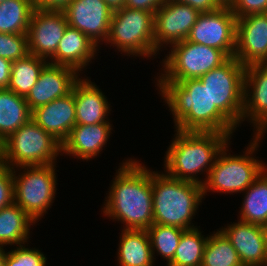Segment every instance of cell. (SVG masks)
<instances>
[{"instance_id": "6da1fadb", "label": "cell", "mask_w": 267, "mask_h": 266, "mask_svg": "<svg viewBox=\"0 0 267 266\" xmlns=\"http://www.w3.org/2000/svg\"><path fill=\"white\" fill-rule=\"evenodd\" d=\"M139 162H122L101 208L104 216L124 224L123 229L147 230L154 223L152 170Z\"/></svg>"}, {"instance_id": "7a4b0ae2", "label": "cell", "mask_w": 267, "mask_h": 266, "mask_svg": "<svg viewBox=\"0 0 267 266\" xmlns=\"http://www.w3.org/2000/svg\"><path fill=\"white\" fill-rule=\"evenodd\" d=\"M179 131L219 132L232 138L237 127L210 100L199 79L155 82Z\"/></svg>"}, {"instance_id": "3957f363", "label": "cell", "mask_w": 267, "mask_h": 266, "mask_svg": "<svg viewBox=\"0 0 267 266\" xmlns=\"http://www.w3.org/2000/svg\"><path fill=\"white\" fill-rule=\"evenodd\" d=\"M174 131L175 138L165 152L164 171L173 178L202 185L217 155L231 138L219 132ZM203 173L206 175L201 180L198 175Z\"/></svg>"}, {"instance_id": "277c9868", "label": "cell", "mask_w": 267, "mask_h": 266, "mask_svg": "<svg viewBox=\"0 0 267 266\" xmlns=\"http://www.w3.org/2000/svg\"><path fill=\"white\" fill-rule=\"evenodd\" d=\"M202 185L171 177L165 171H152L154 223L189 230L199 205L202 204Z\"/></svg>"}, {"instance_id": "5b68a950", "label": "cell", "mask_w": 267, "mask_h": 266, "mask_svg": "<svg viewBox=\"0 0 267 266\" xmlns=\"http://www.w3.org/2000/svg\"><path fill=\"white\" fill-rule=\"evenodd\" d=\"M252 137L253 140L243 151L244 154L231 155L228 151L230 142L219 152L202 184L203 196L210 191L231 195L243 193L267 168V165L254 155L264 136L253 135Z\"/></svg>"}, {"instance_id": "8992f818", "label": "cell", "mask_w": 267, "mask_h": 266, "mask_svg": "<svg viewBox=\"0 0 267 266\" xmlns=\"http://www.w3.org/2000/svg\"><path fill=\"white\" fill-rule=\"evenodd\" d=\"M62 144L32 119L2 142L1 163L10 168L56 164Z\"/></svg>"}, {"instance_id": "52a82bcc", "label": "cell", "mask_w": 267, "mask_h": 266, "mask_svg": "<svg viewBox=\"0 0 267 266\" xmlns=\"http://www.w3.org/2000/svg\"><path fill=\"white\" fill-rule=\"evenodd\" d=\"M106 43L125 56L147 57V60L157 56L154 13L127 7L113 12Z\"/></svg>"}, {"instance_id": "ba28073f", "label": "cell", "mask_w": 267, "mask_h": 266, "mask_svg": "<svg viewBox=\"0 0 267 266\" xmlns=\"http://www.w3.org/2000/svg\"><path fill=\"white\" fill-rule=\"evenodd\" d=\"M55 167L56 164L12 169L14 203L22 208L35 223H38L44 214L46 215L55 200L58 181Z\"/></svg>"}, {"instance_id": "9c48e42d", "label": "cell", "mask_w": 267, "mask_h": 266, "mask_svg": "<svg viewBox=\"0 0 267 266\" xmlns=\"http://www.w3.org/2000/svg\"><path fill=\"white\" fill-rule=\"evenodd\" d=\"M168 53L156 81L199 79L230 58L224 51L187 40L171 45Z\"/></svg>"}, {"instance_id": "30bf717a", "label": "cell", "mask_w": 267, "mask_h": 266, "mask_svg": "<svg viewBox=\"0 0 267 266\" xmlns=\"http://www.w3.org/2000/svg\"><path fill=\"white\" fill-rule=\"evenodd\" d=\"M245 66L235 57L202 75L210 100L237 128L242 123Z\"/></svg>"}, {"instance_id": "8fae6325", "label": "cell", "mask_w": 267, "mask_h": 266, "mask_svg": "<svg viewBox=\"0 0 267 266\" xmlns=\"http://www.w3.org/2000/svg\"><path fill=\"white\" fill-rule=\"evenodd\" d=\"M236 16L230 7L202 12L186 38L187 41L224 51L234 57L236 49Z\"/></svg>"}, {"instance_id": "7c38bea8", "label": "cell", "mask_w": 267, "mask_h": 266, "mask_svg": "<svg viewBox=\"0 0 267 266\" xmlns=\"http://www.w3.org/2000/svg\"><path fill=\"white\" fill-rule=\"evenodd\" d=\"M199 14L187 4L166 0L154 13L155 51L186 40Z\"/></svg>"}, {"instance_id": "4fadbf2b", "label": "cell", "mask_w": 267, "mask_h": 266, "mask_svg": "<svg viewBox=\"0 0 267 266\" xmlns=\"http://www.w3.org/2000/svg\"><path fill=\"white\" fill-rule=\"evenodd\" d=\"M63 11L68 25L84 33L95 45L100 47L107 41L113 12L104 0H71Z\"/></svg>"}, {"instance_id": "5bb4252c", "label": "cell", "mask_w": 267, "mask_h": 266, "mask_svg": "<svg viewBox=\"0 0 267 266\" xmlns=\"http://www.w3.org/2000/svg\"><path fill=\"white\" fill-rule=\"evenodd\" d=\"M68 26L64 11L35 8L28 27L29 54L49 60Z\"/></svg>"}, {"instance_id": "9a60e30c", "label": "cell", "mask_w": 267, "mask_h": 266, "mask_svg": "<svg viewBox=\"0 0 267 266\" xmlns=\"http://www.w3.org/2000/svg\"><path fill=\"white\" fill-rule=\"evenodd\" d=\"M244 121L252 123L253 135L264 136L267 132V63L245 68L242 123Z\"/></svg>"}, {"instance_id": "2e32d148", "label": "cell", "mask_w": 267, "mask_h": 266, "mask_svg": "<svg viewBox=\"0 0 267 266\" xmlns=\"http://www.w3.org/2000/svg\"><path fill=\"white\" fill-rule=\"evenodd\" d=\"M234 57L245 67L267 63V13L237 18Z\"/></svg>"}, {"instance_id": "e0dca14e", "label": "cell", "mask_w": 267, "mask_h": 266, "mask_svg": "<svg viewBox=\"0 0 267 266\" xmlns=\"http://www.w3.org/2000/svg\"><path fill=\"white\" fill-rule=\"evenodd\" d=\"M79 78L80 73L74 68L48 63L25 97L30 111L67 96Z\"/></svg>"}, {"instance_id": "ac0fdd59", "label": "cell", "mask_w": 267, "mask_h": 266, "mask_svg": "<svg viewBox=\"0 0 267 266\" xmlns=\"http://www.w3.org/2000/svg\"><path fill=\"white\" fill-rule=\"evenodd\" d=\"M230 240L243 266H267L263 226L238 220L219 228Z\"/></svg>"}, {"instance_id": "d6986e66", "label": "cell", "mask_w": 267, "mask_h": 266, "mask_svg": "<svg viewBox=\"0 0 267 266\" xmlns=\"http://www.w3.org/2000/svg\"><path fill=\"white\" fill-rule=\"evenodd\" d=\"M31 119L62 144L76 125L73 92L32 110Z\"/></svg>"}, {"instance_id": "ffe728a7", "label": "cell", "mask_w": 267, "mask_h": 266, "mask_svg": "<svg viewBox=\"0 0 267 266\" xmlns=\"http://www.w3.org/2000/svg\"><path fill=\"white\" fill-rule=\"evenodd\" d=\"M112 130L110 122L75 125L62 143V156L65 154L83 161L99 157V153L106 147Z\"/></svg>"}, {"instance_id": "44dd1931", "label": "cell", "mask_w": 267, "mask_h": 266, "mask_svg": "<svg viewBox=\"0 0 267 266\" xmlns=\"http://www.w3.org/2000/svg\"><path fill=\"white\" fill-rule=\"evenodd\" d=\"M76 125H93L109 122L111 106L107 97L88 77L79 78L73 88Z\"/></svg>"}, {"instance_id": "7402d4cb", "label": "cell", "mask_w": 267, "mask_h": 266, "mask_svg": "<svg viewBox=\"0 0 267 266\" xmlns=\"http://www.w3.org/2000/svg\"><path fill=\"white\" fill-rule=\"evenodd\" d=\"M99 49L101 48H98L84 33L68 25L58 43L56 53L48 62L74 68L81 73L82 69L86 70V66L95 60Z\"/></svg>"}, {"instance_id": "603a6c76", "label": "cell", "mask_w": 267, "mask_h": 266, "mask_svg": "<svg viewBox=\"0 0 267 266\" xmlns=\"http://www.w3.org/2000/svg\"><path fill=\"white\" fill-rule=\"evenodd\" d=\"M117 261L119 266H153L150 237L147 230L122 229Z\"/></svg>"}, {"instance_id": "cb8c5ba5", "label": "cell", "mask_w": 267, "mask_h": 266, "mask_svg": "<svg viewBox=\"0 0 267 266\" xmlns=\"http://www.w3.org/2000/svg\"><path fill=\"white\" fill-rule=\"evenodd\" d=\"M36 224L17 204L0 210V247L29 242L30 228Z\"/></svg>"}, {"instance_id": "d4e9b609", "label": "cell", "mask_w": 267, "mask_h": 266, "mask_svg": "<svg viewBox=\"0 0 267 266\" xmlns=\"http://www.w3.org/2000/svg\"><path fill=\"white\" fill-rule=\"evenodd\" d=\"M31 119V111L25 97L8 89H0V141Z\"/></svg>"}, {"instance_id": "484cf974", "label": "cell", "mask_w": 267, "mask_h": 266, "mask_svg": "<svg viewBox=\"0 0 267 266\" xmlns=\"http://www.w3.org/2000/svg\"><path fill=\"white\" fill-rule=\"evenodd\" d=\"M245 194L238 220L258 224H267V168L243 192Z\"/></svg>"}, {"instance_id": "4316f807", "label": "cell", "mask_w": 267, "mask_h": 266, "mask_svg": "<svg viewBox=\"0 0 267 266\" xmlns=\"http://www.w3.org/2000/svg\"><path fill=\"white\" fill-rule=\"evenodd\" d=\"M48 63V60L32 54L12 61L11 77L7 89L26 97Z\"/></svg>"}, {"instance_id": "83f0119b", "label": "cell", "mask_w": 267, "mask_h": 266, "mask_svg": "<svg viewBox=\"0 0 267 266\" xmlns=\"http://www.w3.org/2000/svg\"><path fill=\"white\" fill-rule=\"evenodd\" d=\"M34 10L33 0H6L0 3V33L27 34Z\"/></svg>"}, {"instance_id": "f1b7e54d", "label": "cell", "mask_w": 267, "mask_h": 266, "mask_svg": "<svg viewBox=\"0 0 267 266\" xmlns=\"http://www.w3.org/2000/svg\"><path fill=\"white\" fill-rule=\"evenodd\" d=\"M201 266H243V264L230 240L218 229L207 239Z\"/></svg>"}, {"instance_id": "f546056e", "label": "cell", "mask_w": 267, "mask_h": 266, "mask_svg": "<svg viewBox=\"0 0 267 266\" xmlns=\"http://www.w3.org/2000/svg\"><path fill=\"white\" fill-rule=\"evenodd\" d=\"M208 237L209 235L204 237L198 227L185 230L175 255L167 266H201Z\"/></svg>"}, {"instance_id": "4dcf8cb0", "label": "cell", "mask_w": 267, "mask_h": 266, "mask_svg": "<svg viewBox=\"0 0 267 266\" xmlns=\"http://www.w3.org/2000/svg\"><path fill=\"white\" fill-rule=\"evenodd\" d=\"M184 231L185 229L175 226L153 223L147 229L150 237L153 258L157 253L167 261L168 265L175 255L177 246L180 242V237Z\"/></svg>"}, {"instance_id": "1f68e13d", "label": "cell", "mask_w": 267, "mask_h": 266, "mask_svg": "<svg viewBox=\"0 0 267 266\" xmlns=\"http://www.w3.org/2000/svg\"><path fill=\"white\" fill-rule=\"evenodd\" d=\"M47 257L36 248L26 247V243L6 251L5 266H47Z\"/></svg>"}, {"instance_id": "d6a6232c", "label": "cell", "mask_w": 267, "mask_h": 266, "mask_svg": "<svg viewBox=\"0 0 267 266\" xmlns=\"http://www.w3.org/2000/svg\"><path fill=\"white\" fill-rule=\"evenodd\" d=\"M28 54L27 34L0 33V57L16 61L26 57Z\"/></svg>"}, {"instance_id": "836d02e7", "label": "cell", "mask_w": 267, "mask_h": 266, "mask_svg": "<svg viewBox=\"0 0 267 266\" xmlns=\"http://www.w3.org/2000/svg\"><path fill=\"white\" fill-rule=\"evenodd\" d=\"M14 203L12 168L0 163V210Z\"/></svg>"}, {"instance_id": "e575fe53", "label": "cell", "mask_w": 267, "mask_h": 266, "mask_svg": "<svg viewBox=\"0 0 267 266\" xmlns=\"http://www.w3.org/2000/svg\"><path fill=\"white\" fill-rule=\"evenodd\" d=\"M230 9L236 18L249 14L267 13V0H234Z\"/></svg>"}, {"instance_id": "d590c367", "label": "cell", "mask_w": 267, "mask_h": 266, "mask_svg": "<svg viewBox=\"0 0 267 266\" xmlns=\"http://www.w3.org/2000/svg\"><path fill=\"white\" fill-rule=\"evenodd\" d=\"M166 0H126L125 7L155 13Z\"/></svg>"}, {"instance_id": "8d00e7d4", "label": "cell", "mask_w": 267, "mask_h": 266, "mask_svg": "<svg viewBox=\"0 0 267 266\" xmlns=\"http://www.w3.org/2000/svg\"><path fill=\"white\" fill-rule=\"evenodd\" d=\"M177 3L187 4L200 13L211 12L220 8L215 0H171Z\"/></svg>"}, {"instance_id": "74e56055", "label": "cell", "mask_w": 267, "mask_h": 266, "mask_svg": "<svg viewBox=\"0 0 267 266\" xmlns=\"http://www.w3.org/2000/svg\"><path fill=\"white\" fill-rule=\"evenodd\" d=\"M71 0H33L34 6L40 10L63 11Z\"/></svg>"}, {"instance_id": "f35d334b", "label": "cell", "mask_w": 267, "mask_h": 266, "mask_svg": "<svg viewBox=\"0 0 267 266\" xmlns=\"http://www.w3.org/2000/svg\"><path fill=\"white\" fill-rule=\"evenodd\" d=\"M12 61L0 57V89H7L11 77Z\"/></svg>"}, {"instance_id": "ab89813d", "label": "cell", "mask_w": 267, "mask_h": 266, "mask_svg": "<svg viewBox=\"0 0 267 266\" xmlns=\"http://www.w3.org/2000/svg\"><path fill=\"white\" fill-rule=\"evenodd\" d=\"M106 5L115 12L125 7L126 0H104Z\"/></svg>"}, {"instance_id": "60d3db41", "label": "cell", "mask_w": 267, "mask_h": 266, "mask_svg": "<svg viewBox=\"0 0 267 266\" xmlns=\"http://www.w3.org/2000/svg\"><path fill=\"white\" fill-rule=\"evenodd\" d=\"M220 7H230L234 0H215Z\"/></svg>"}, {"instance_id": "b9f144b4", "label": "cell", "mask_w": 267, "mask_h": 266, "mask_svg": "<svg viewBox=\"0 0 267 266\" xmlns=\"http://www.w3.org/2000/svg\"><path fill=\"white\" fill-rule=\"evenodd\" d=\"M5 247H0V266H5L6 251Z\"/></svg>"}, {"instance_id": "7bdbcfd3", "label": "cell", "mask_w": 267, "mask_h": 266, "mask_svg": "<svg viewBox=\"0 0 267 266\" xmlns=\"http://www.w3.org/2000/svg\"><path fill=\"white\" fill-rule=\"evenodd\" d=\"M263 232L265 235V250H266V254H267V224L263 226Z\"/></svg>"}, {"instance_id": "ee69618b", "label": "cell", "mask_w": 267, "mask_h": 266, "mask_svg": "<svg viewBox=\"0 0 267 266\" xmlns=\"http://www.w3.org/2000/svg\"><path fill=\"white\" fill-rule=\"evenodd\" d=\"M1 158H2V142L0 141V163H1Z\"/></svg>"}]
</instances>
